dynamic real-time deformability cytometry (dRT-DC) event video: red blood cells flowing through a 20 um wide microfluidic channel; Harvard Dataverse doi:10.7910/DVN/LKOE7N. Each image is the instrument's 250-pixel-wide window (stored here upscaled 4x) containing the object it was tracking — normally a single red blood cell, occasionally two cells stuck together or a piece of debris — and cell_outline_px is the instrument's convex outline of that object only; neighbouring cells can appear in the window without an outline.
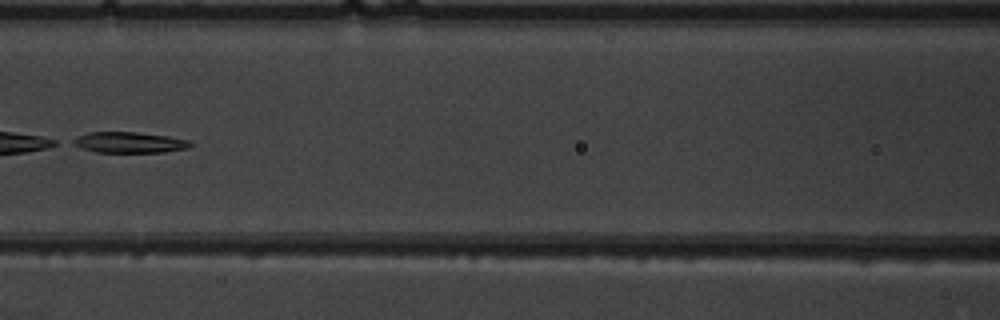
{"species": "common noctule bat (a hibernating species)", "species_latin": "Nyctalus noctula", "temperature_condition": "warm", "stored_images_in_passage": 5, "camera_frame_rate_fps": 3000, "um_per_image_px": 0.085, "animal": {"sex": "male", "body_mass_g": 19.5, "forearm_length_mm": 54.6}, "frame": {"image": 1, "passage_image": 5, "time_ms": 5.667, "image_size_px": [1000, 320], "cell_outline_px": [[192, 144], [188, 148], [164, 152], [96, 152], [72, 144], [72, 140], [88, 132], [136, 132], [168, 136], [188, 140]], "centroid_in_image_um": [11.01, 12.1], "position_along_channel_um": 155.6, "area_um2": 14.05}}